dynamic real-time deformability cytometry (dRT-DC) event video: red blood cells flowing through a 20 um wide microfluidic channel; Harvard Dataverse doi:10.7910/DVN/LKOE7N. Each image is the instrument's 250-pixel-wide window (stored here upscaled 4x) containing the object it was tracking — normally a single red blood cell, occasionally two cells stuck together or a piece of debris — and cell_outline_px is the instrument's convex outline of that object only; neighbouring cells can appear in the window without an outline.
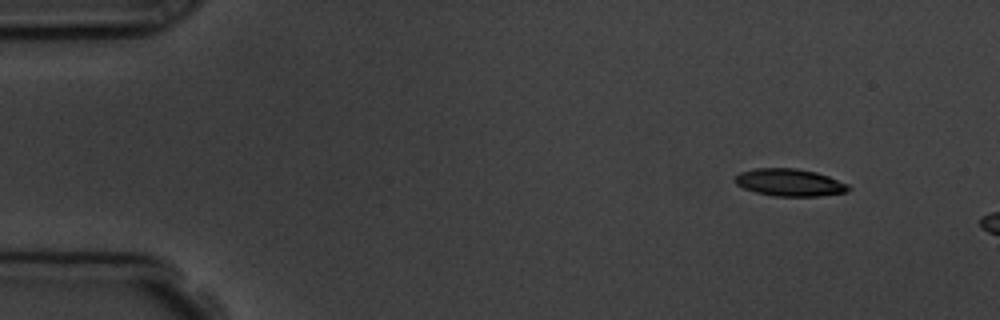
{"species": "common noctule bat (a hibernating species)", "species_latin": "Nyctalus noctula", "temperature_condition": "room temperature", "stored_images_in_passage": 3, "camera_frame_rate_fps": 3000, "um_per_image_px": 0.085, "animal": {"sex": "male", "body_mass_g": 19.5, "forearm_length_mm": 54.6}, "frame": {"image": 1, "passage_image": 1, "time_ms": 0.0, "image_size_px": [1000, 320], "cell_outline_px": [[852, 188], [848, 192], [820, 196], [776, 196], [756, 192], [744, 188], [736, 184], [732, 180], [740, 172], [756, 168], [796, 168], [816, 172], [828, 176], [848, 184]], "centroid_in_image_um": [67.13, 15.51], "position_along_channel_um": 17.9, "area_um2": 18.15}}